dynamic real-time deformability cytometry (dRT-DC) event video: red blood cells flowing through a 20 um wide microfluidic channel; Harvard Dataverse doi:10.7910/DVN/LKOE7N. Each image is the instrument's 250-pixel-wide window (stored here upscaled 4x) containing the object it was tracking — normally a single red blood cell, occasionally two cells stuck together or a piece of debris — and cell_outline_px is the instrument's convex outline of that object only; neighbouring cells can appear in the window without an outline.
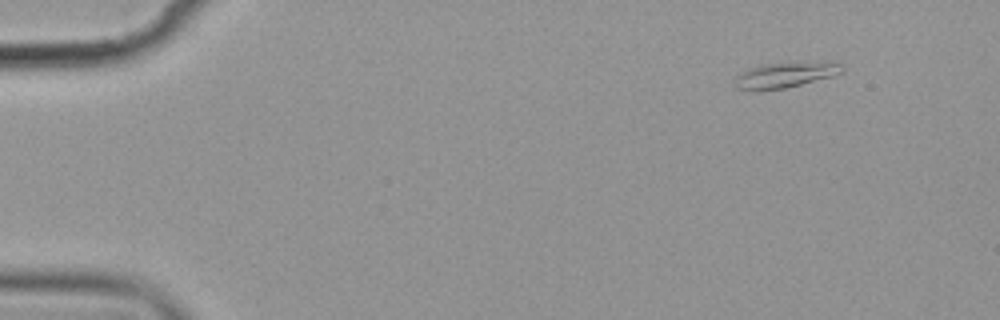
{"species": "common noctule bat (a hibernating species)", "species_latin": "Nyctalus noctula", "temperature_condition": "cold", "stored_images_in_passage": 5, "camera_frame_rate_fps": 3000, "um_per_image_px": 0.085, "animal": {"sex": "female", "body_mass_g": 19.9}, "frame": {"image": 1, "passage_image": 1, "time_ms": 0.0, "image_size_px": [1000, 320], "cell_outline_px": [[844, 72], [832, 76], [784, 88], [756, 92], [752, 92], [736, 88], [736, 76], [740, 72], [748, 68], [760, 64], [820, 60], [840, 64], [844, 68]], "centroid_in_image_um": [66.72, 6.35], "position_along_channel_um": 18.3, "area_um2": 16.47}}
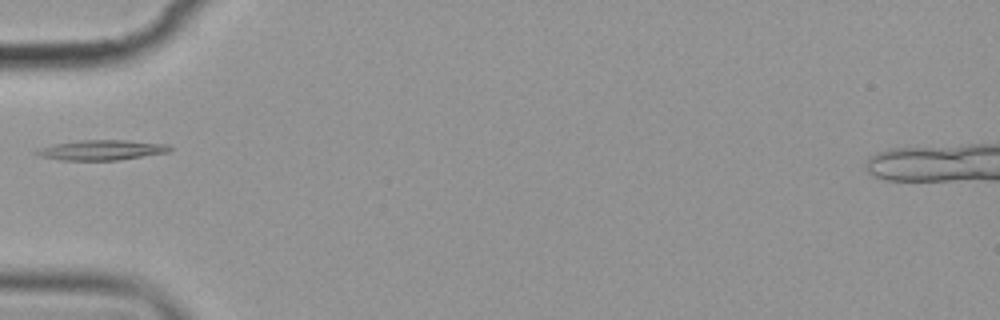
{"frame": {"image": 2, "passage_image": 5, "time_ms": 4.667, "image_size_px": [1000, 320], "cell_outline_px": [[172, 152], [120, 160], [60, 160], [36, 156], [32, 152], [40, 148], [52, 144], [80, 140], [128, 140], [168, 144], [172, 148]], "centroid_in_image_um": [8.64, 12.75], "position_along_channel_um": 76.4, "area_um2": 15.95}}